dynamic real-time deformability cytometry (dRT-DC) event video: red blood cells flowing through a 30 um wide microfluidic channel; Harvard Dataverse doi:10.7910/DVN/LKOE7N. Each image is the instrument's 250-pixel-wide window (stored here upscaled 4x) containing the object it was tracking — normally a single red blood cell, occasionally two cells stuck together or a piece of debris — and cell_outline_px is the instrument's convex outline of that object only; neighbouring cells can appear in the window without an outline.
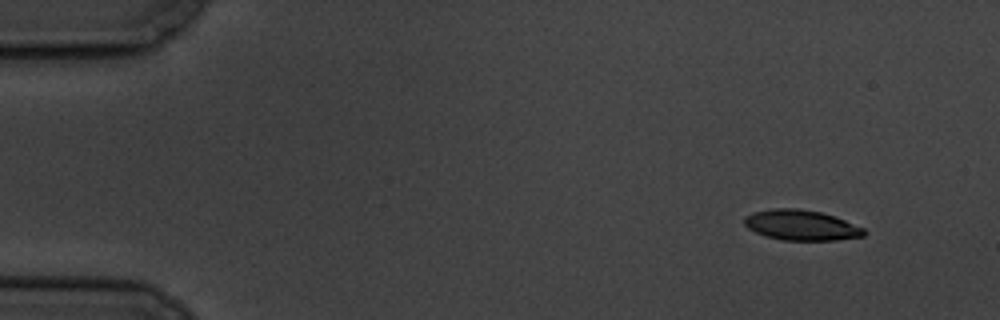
{"species": "common noctule bat (a hibernating species)", "species_latin": "Nyctalus noctula", "temperature_condition": "cold", "stored_images_in_passage": 8, "camera_frame_rate_fps": 3000, "um_per_image_px": 0.085, "animal": {"sex": "male", "body_mass_g": 19.5, "forearm_length_mm": 54.6}, "frame": {"image": 1, "passage_image": 1, "time_ms": 0.0, "image_size_px": [1000, 320], "cell_outline_px": [[864, 236], [836, 240], [784, 240], [764, 236], [748, 228], [744, 224], [744, 216], [752, 212], [772, 208], [800, 208], [820, 212], [844, 220], [864, 228]], "centroid_in_image_um": [68.05, 19.13], "position_along_channel_um": 16.9, "area_um2": 21.1}}
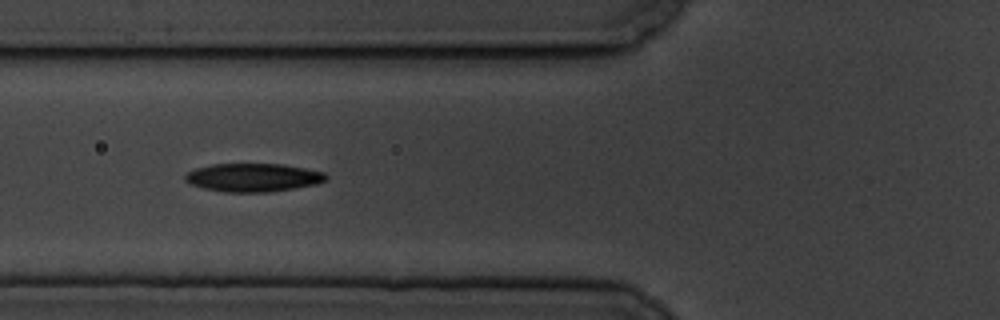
{"frame": {"image": 2, "passage_image": 6, "time_ms": 5.667, "image_size_px": [1000, 320], "cell_outline_px": [[328, 180], [316, 184], [268, 192], [224, 192], [204, 188], [188, 184], [184, 180], [184, 176], [188, 172], [196, 168], [212, 164], [284, 164], [324, 172], [328, 176]], "centroid_in_image_um": [21.5, 15.09], "position_along_channel_um": 104.3, "area_um2": 23.29}}
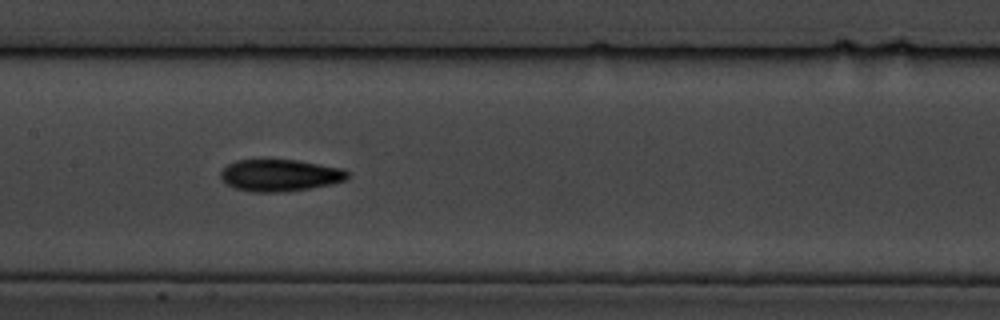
{"frame": {"image": 3, "passage_image": 8, "time_ms": 8.0, "image_size_px": [1000, 320], "cell_outline_px": [[352, 172], [344, 180], [332, 184], [308, 188], [280, 192], [252, 192], [236, 188], [224, 184], [220, 180], [220, 172], [228, 164], [236, 160], [296, 160], [344, 168]], "centroid_in_image_um": [23.79, 14.9], "position_along_channel_um": 183.6, "area_um2": 23.7}}